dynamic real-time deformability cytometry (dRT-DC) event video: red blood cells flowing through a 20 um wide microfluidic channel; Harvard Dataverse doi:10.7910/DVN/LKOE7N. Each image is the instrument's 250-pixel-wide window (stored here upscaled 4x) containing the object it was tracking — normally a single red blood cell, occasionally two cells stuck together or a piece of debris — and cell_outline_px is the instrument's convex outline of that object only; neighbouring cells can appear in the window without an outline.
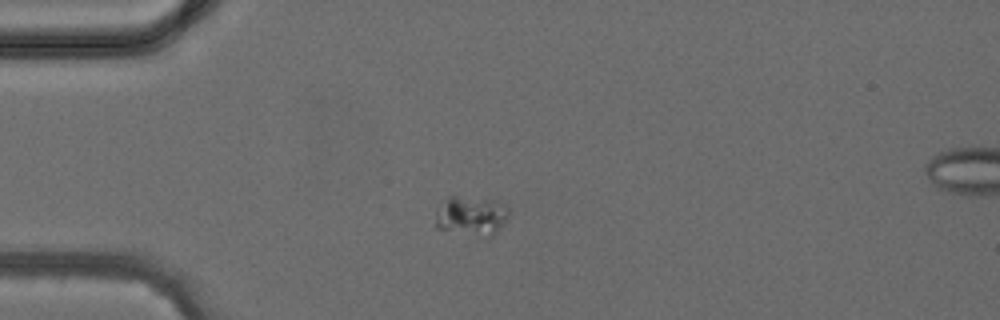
{"species": "common noctule bat (a hibernating species)", "species_latin": "Nyctalus noctula", "temperature_condition": "cold", "stored_images_in_passage": 2, "camera_frame_rate_fps": 3000, "um_per_image_px": 0.085, "animal": {"sex": "female", "body_mass_g": 24.6, "forearm_length_mm": 56.2}, "frame": {"image": 1, "passage_image": 1, "time_ms": 0.0, "image_size_px": [1000, 320], "cell_outline_px": [[508, 216], [500, 228], [488, 240], [484, 240], [436, 228], [436, 212], [440, 200], [448, 196], [456, 196], [492, 200], [508, 204]], "centroid_in_image_um": [40.05, 18.39], "position_along_channel_um": 45.0, "area_um2": 17.63}}